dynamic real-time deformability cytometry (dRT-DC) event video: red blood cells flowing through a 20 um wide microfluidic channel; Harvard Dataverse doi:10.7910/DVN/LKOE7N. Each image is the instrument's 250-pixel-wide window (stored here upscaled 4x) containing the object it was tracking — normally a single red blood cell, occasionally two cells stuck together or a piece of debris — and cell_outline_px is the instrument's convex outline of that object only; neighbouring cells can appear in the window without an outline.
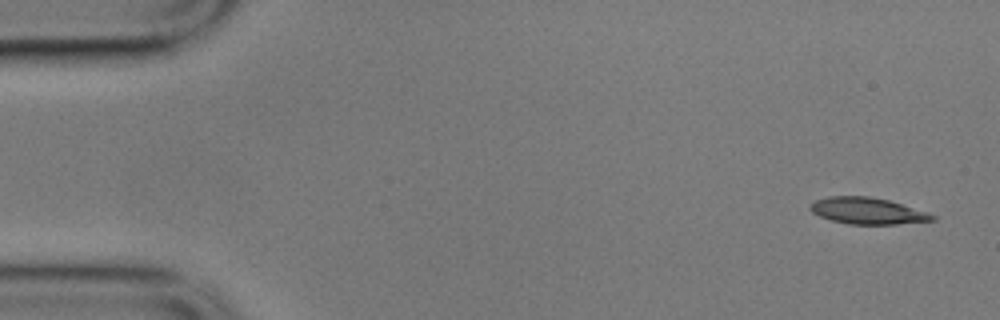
{"species": "common noctule bat (a hibernating species)", "species_latin": "Nyctalus noctula", "temperature_condition": "cold", "stored_images_in_passage": 8, "camera_frame_rate_fps": 3000, "um_per_image_px": 0.085, "animal": {"sex": "male", "body_mass_g": 17.9}, "frame": {"image": 1, "passage_image": 1, "time_ms": 0.0, "image_size_px": [1000, 320], "cell_outline_px": [[936, 220], [896, 224], [848, 224], [832, 220], [820, 216], [812, 212], [808, 208], [808, 204], [816, 200], [828, 196], [868, 196], [888, 200], [928, 212], [936, 216]], "centroid_in_image_um": [73.71, 17.92], "position_along_channel_um": 11.3, "area_um2": 18.84}}
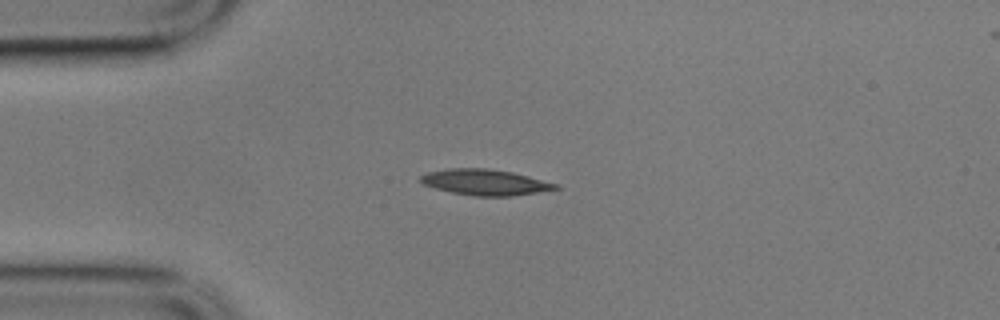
{"frame": {"image": 2, "passage_image": 4, "time_ms": 1.0, "image_size_px": [1000, 320], "cell_outline_px": [[564, 188], [512, 196], [472, 196], [452, 192], [436, 188], [424, 184], [420, 180], [420, 176], [428, 172], [448, 168], [488, 168], [512, 172], [560, 184]], "centroid_in_image_um": [41.3, 15.49], "position_along_channel_um": 43.7, "area_um2": 20.4}}
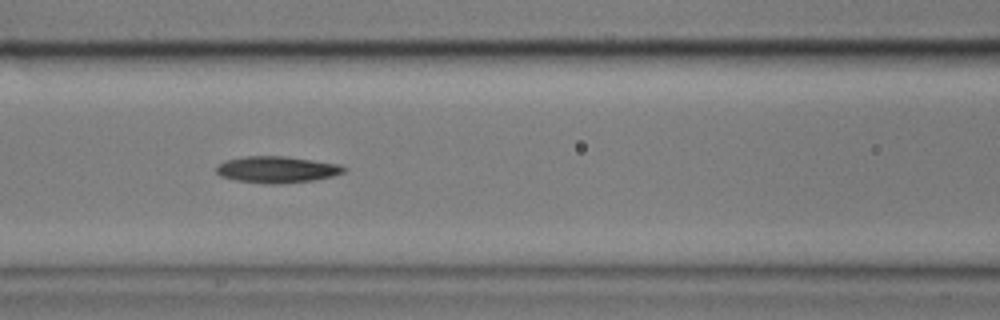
{"frame": {"image": 3, "passage_image": 7, "time_ms": 2.0, "image_size_px": [1000, 320], "cell_outline_px": [[348, 168], [344, 172], [332, 176], [312, 180], [280, 184], [264, 184], [236, 180], [220, 176], [216, 172], [216, 164], [228, 160], [244, 156], [288, 156], [336, 164]], "centroid_in_image_um": [23.49, 14.41], "position_along_channel_um": 143.1, "area_um2": 19.71}}